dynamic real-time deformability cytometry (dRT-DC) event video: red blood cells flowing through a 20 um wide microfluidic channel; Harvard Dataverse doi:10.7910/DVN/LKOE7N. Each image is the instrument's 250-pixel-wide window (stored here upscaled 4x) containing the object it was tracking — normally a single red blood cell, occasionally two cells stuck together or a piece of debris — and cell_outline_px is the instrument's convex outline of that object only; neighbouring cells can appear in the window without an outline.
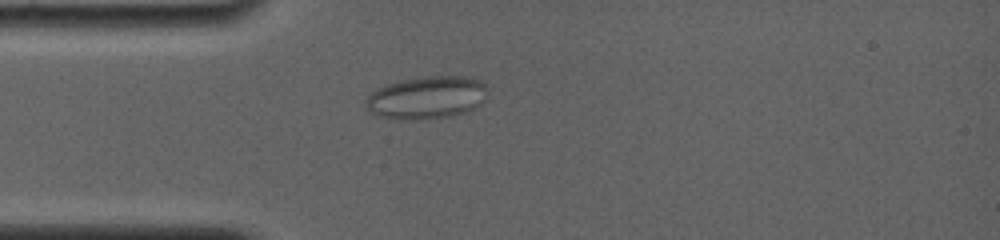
{"species": "common noctule bat (a hibernating species)", "species_latin": "Nyctalus noctula", "temperature_condition": "room temperature", "stored_images_in_passage": 55, "camera_frame_rate_fps": 4000, "um_per_image_px": 0.085, "animal": {"sex": "female", "body_mass_g": 19.0, "forearm_length_mm": 56.7}, "frame": {"image": 1, "passage_image": 4, "time_ms": 0.75, "image_size_px": [1000, 240], "cell_outline_px": [[488, 96], [476, 108], [464, 112], [448, 116], [416, 120], [408, 120], [376, 116], [364, 108], [364, 100], [372, 92], [388, 84], [404, 80], [424, 76], [468, 76], [480, 80], [488, 88]], "centroid_in_image_um": [36.28, 8.3], "position_along_channel_um": 48.7, "area_um2": 30.52}}
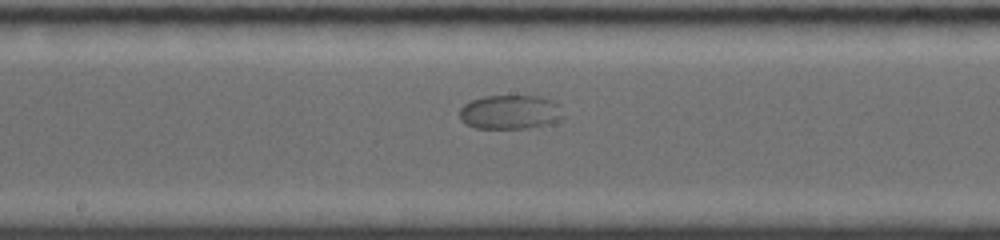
{"frame": {"image": 2, "passage_image": 26, "time_ms": 5.25, "image_size_px": [1000, 240], "cell_outline_px": [[564, 116], [552, 124], [524, 128], [476, 128], [464, 124], [460, 120], [460, 108], [464, 104], [472, 100], [484, 96], [536, 96], [552, 100], [560, 104]], "centroid_in_image_um": [43.37, 9.53], "position_along_channel_um": 204.8, "area_um2": 20.81}}
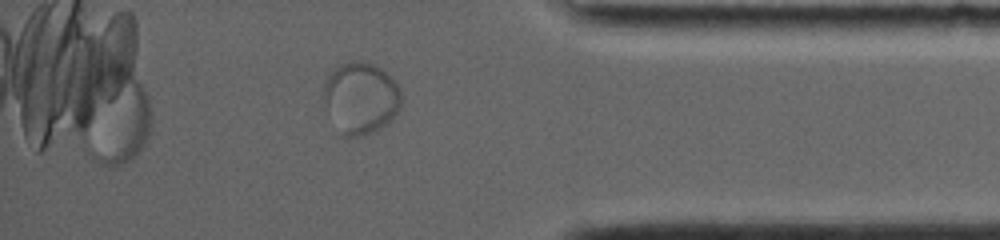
{"frame": {"image": 3, "passage_image": 45, "time_ms": 11.0, "image_size_px": [1000, 240], "cell_outline_px": [[404, 96], [400, 108], [384, 124], [364, 136], [348, 136], [344, 132], [324, 108], [324, 80], [332, 68], [340, 64], [352, 60], [364, 60], [376, 64], [396, 80]], "centroid_in_image_um": [30.68, 8.23], "position_along_channel_um": 404.5, "area_um2": 32.54}}